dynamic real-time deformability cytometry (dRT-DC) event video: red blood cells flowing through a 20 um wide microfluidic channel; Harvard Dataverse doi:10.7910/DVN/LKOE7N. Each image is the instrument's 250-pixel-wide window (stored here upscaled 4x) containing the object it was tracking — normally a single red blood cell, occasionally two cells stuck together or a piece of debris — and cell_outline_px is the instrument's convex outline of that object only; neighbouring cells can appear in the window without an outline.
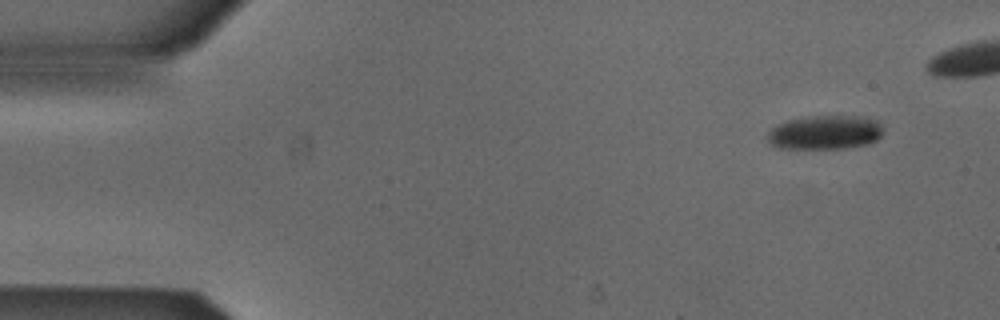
{"species": "Egyptian fruit bat (a non-hibernating species)", "species_latin": "Rousettus aegyptiacus", "temperature_condition": "cold", "stored_images_in_passage": 10, "camera_frame_rate_fps": 3000, "um_per_image_px": 0.085, "animal": {"sex": "male"}, "frame": {"image": 1, "passage_image": 1, "time_ms": 0.0, "image_size_px": [1000, 320], "cell_outline_px": [[880, 136], [876, 140], [868, 144], [844, 148], [780, 148], [772, 144], [768, 140], [768, 132], [772, 128], [788, 120], [812, 116], [864, 116], [876, 120], [880, 124]], "centroid_in_image_um": [70.14, 11.25], "position_along_channel_um": 14.9, "area_um2": 22.6}}